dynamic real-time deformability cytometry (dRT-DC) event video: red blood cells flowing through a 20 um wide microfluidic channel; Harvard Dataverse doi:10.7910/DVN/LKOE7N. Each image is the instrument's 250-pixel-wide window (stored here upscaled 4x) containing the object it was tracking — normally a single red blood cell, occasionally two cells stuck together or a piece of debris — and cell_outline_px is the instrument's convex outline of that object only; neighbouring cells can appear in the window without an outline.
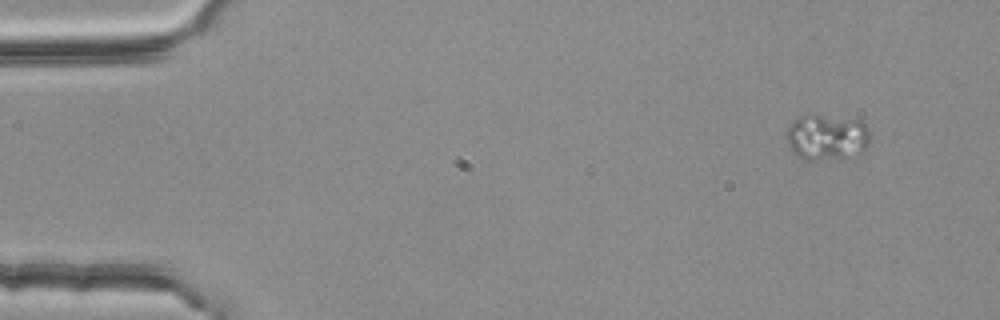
{"species": "common noctule bat (a hibernating species)", "species_latin": "Nyctalus noctula", "temperature_condition": "room temperature", "stored_images_in_passage": 4, "camera_frame_rate_fps": 3000, "um_per_image_px": 0.085, "animal": {"sex": "female", "body_mass_g": 25.1}, "frame": {"image": 1, "passage_image": 1, "time_ms": 0.0, "image_size_px": [1000, 320], "cell_outline_px": [[868, 148], [864, 152], [840, 160], [804, 160], [796, 156], [792, 152], [788, 144], [788, 124], [792, 120], [800, 116], [812, 112], [860, 120], [868, 128]], "centroid_in_image_um": [70.27, 11.65], "position_along_channel_um": 14.7, "area_um2": 23.24}}